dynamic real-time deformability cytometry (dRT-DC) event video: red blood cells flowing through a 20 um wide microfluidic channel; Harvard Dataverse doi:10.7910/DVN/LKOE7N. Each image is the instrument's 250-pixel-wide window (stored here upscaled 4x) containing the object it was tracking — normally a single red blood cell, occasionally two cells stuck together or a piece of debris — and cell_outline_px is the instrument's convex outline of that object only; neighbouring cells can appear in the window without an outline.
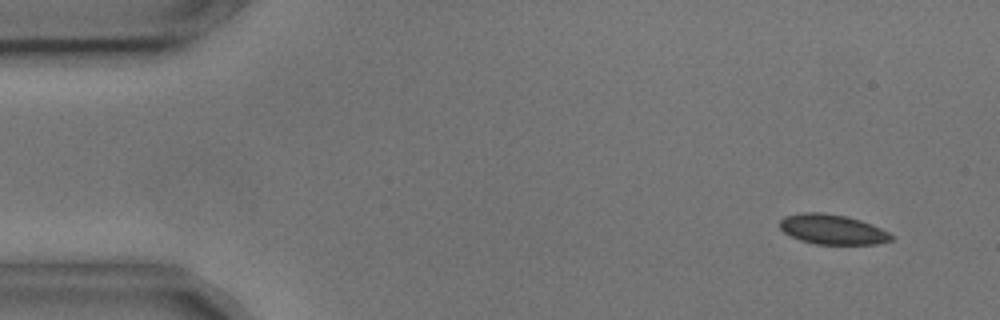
{"species": "common noctule bat (a hibernating species)", "species_latin": "Nyctalus noctula", "temperature_condition": "cold", "stored_images_in_passage": 12, "camera_frame_rate_fps": 3000, "um_per_image_px": 0.085, "animal": {"sex": "male", "body_mass_g": 17.9, "forearm_length_mm": 54.2}, "frame": {"image": 1, "passage_image": 4, "time_ms": 1.0, "image_size_px": [1000, 320], "cell_outline_px": [[896, 236], [892, 240], [876, 244], [816, 244], [800, 240], [784, 232], [780, 228], [780, 220], [784, 216], [800, 212], [824, 212], [848, 216], [872, 224]], "centroid_in_image_um": [70.76, 19.49], "position_along_channel_um": 14.2, "area_um2": 19.59}}